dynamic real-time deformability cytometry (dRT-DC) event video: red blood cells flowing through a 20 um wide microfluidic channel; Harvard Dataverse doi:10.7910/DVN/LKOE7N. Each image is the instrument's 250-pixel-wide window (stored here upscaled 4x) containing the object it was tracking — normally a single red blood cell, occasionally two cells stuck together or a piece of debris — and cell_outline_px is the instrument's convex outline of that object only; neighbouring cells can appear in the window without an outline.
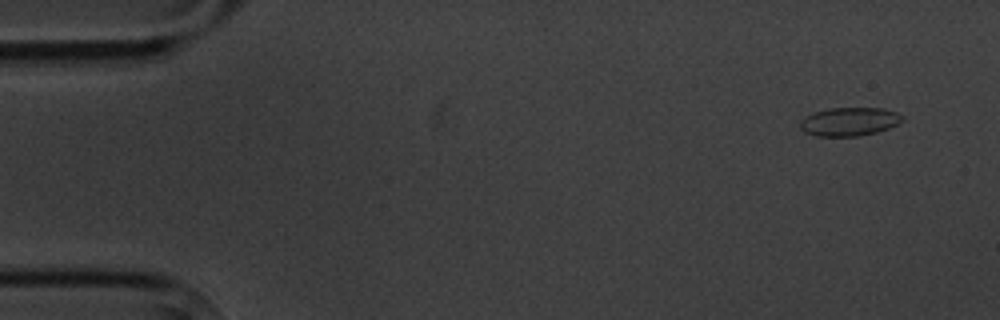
{"species": "common noctule bat (a hibernating species)", "species_latin": "Nyctalus noctula", "temperature_condition": "cold", "stored_images_in_passage": 5, "camera_frame_rate_fps": 3000, "um_per_image_px": 0.085, "animal": {"sex": "male", "body_mass_g": 20.1, "forearm_length_mm": 53.5}, "frame": {"image": 1, "passage_image": 1, "time_ms": 0.0, "image_size_px": [1000, 320], "cell_outline_px": [[904, 120], [888, 128], [876, 132], [856, 136], [816, 136], [804, 132], [800, 128], [800, 120], [804, 116], [812, 112], [828, 108], [884, 108], [896, 112], [904, 116]], "centroid_in_image_um": [72.16, 10.33], "position_along_channel_um": 12.8, "area_um2": 17.11}}